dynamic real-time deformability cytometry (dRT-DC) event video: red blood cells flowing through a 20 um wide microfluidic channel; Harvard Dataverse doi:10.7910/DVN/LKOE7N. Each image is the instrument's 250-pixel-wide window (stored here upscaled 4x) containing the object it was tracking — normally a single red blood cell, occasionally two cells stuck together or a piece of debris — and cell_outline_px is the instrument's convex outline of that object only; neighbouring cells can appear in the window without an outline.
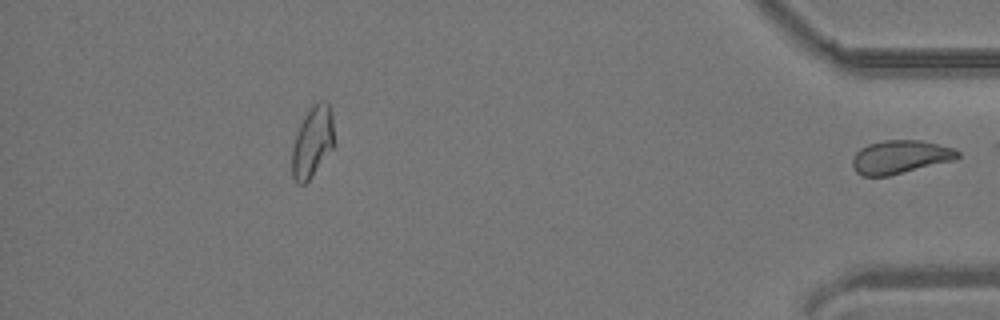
{"species": "common noctule bat (a hibernating species)", "species_latin": "Nyctalus noctula", "temperature_condition": "room temperature", "stored_images_in_passage": 27, "segment_of_instrument_passage": [2, 2], "camera_frame_rate_fps": 3000, "um_per_image_px": 0.085, "animal": {"sex": "male", "body_mass_g": 19.2, "forearm_length_mm": 51.8}, "frame": {"image": 1, "passage_image": 27, "time_ms": 8.667, "image_size_px": [1000, 320], "cell_outline_px": [[960, 156], [956, 160], [888, 176], [864, 176], [856, 172], [852, 168], [852, 160], [856, 152], [860, 148], [868, 144], [884, 140], [920, 140], [952, 148], [960, 152]], "centroid_in_image_um": [76.51, 13.35], "position_along_channel_um": 358.7, "area_um2": 20.52}}